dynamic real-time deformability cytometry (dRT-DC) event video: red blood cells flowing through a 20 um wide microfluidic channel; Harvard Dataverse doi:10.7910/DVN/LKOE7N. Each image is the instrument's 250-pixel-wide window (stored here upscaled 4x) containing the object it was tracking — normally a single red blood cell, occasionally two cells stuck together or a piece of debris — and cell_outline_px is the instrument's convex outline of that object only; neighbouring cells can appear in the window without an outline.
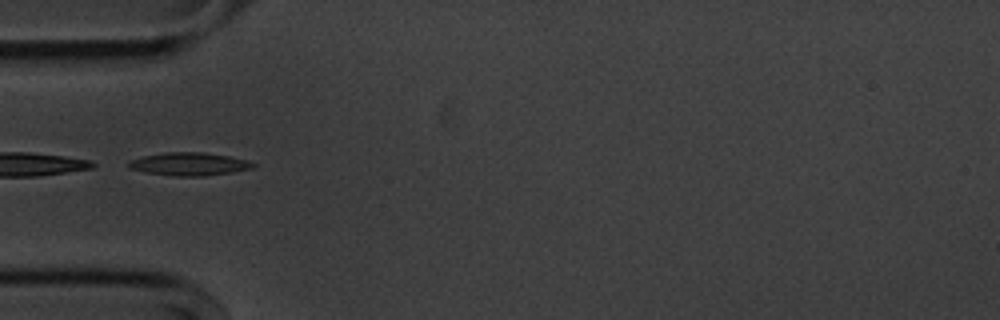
{"species": "common noctule bat (a hibernating species)", "species_latin": "Nyctalus noctula", "temperature_condition": "cold", "stored_images_in_passage": 17, "camera_frame_rate_fps": 3000, "um_per_image_px": 0.085, "animal": {"sex": "male", "body_mass_g": 20.1, "forearm_length_mm": 53.5}, "frame": {"image": 1, "passage_image": 1, "time_ms": 0.0, "image_size_px": [1000, 320], "cell_outline_px": [[256, 164], [252, 168], [232, 172], [204, 176], [172, 176], [144, 172], [128, 168], [128, 160], [140, 156], [164, 152], [204, 152], [228, 156], [248, 160]], "centroid_in_image_um": [16.02, 13.94], "position_along_channel_um": 69.0, "area_um2": 16.88}}